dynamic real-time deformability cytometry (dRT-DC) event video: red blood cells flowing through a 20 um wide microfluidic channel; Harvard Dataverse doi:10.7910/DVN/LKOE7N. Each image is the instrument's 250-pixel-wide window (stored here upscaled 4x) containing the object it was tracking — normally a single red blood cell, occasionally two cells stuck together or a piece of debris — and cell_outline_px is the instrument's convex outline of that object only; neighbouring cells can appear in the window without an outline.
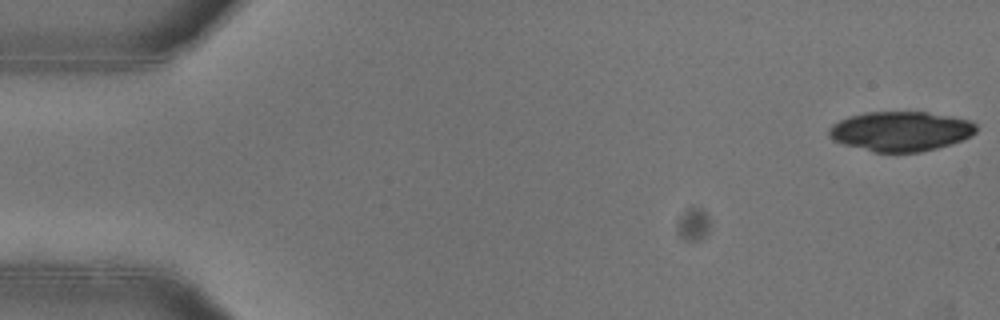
{"species": "common noctule bat (a hibernating species)", "species_latin": "Nyctalus noctula", "temperature_condition": "warm", "stored_images_in_passage": 51, "camera_frame_rate_fps": 3000, "um_per_image_px": 0.085, "animal": {"sex": "female"}, "frame": {"image": 1, "passage_image": 1, "time_ms": 0.0, "image_size_px": [1000, 320], "cell_outline_px": [[976, 132], [972, 136], [952, 144], [920, 152], [872, 152], [840, 144], [832, 140], [828, 136], [828, 128], [832, 124], [848, 116], [864, 112], [928, 112], [972, 120], [976, 124]], "centroid_in_image_um": [76.53, 11.16], "position_along_channel_um": 8.5, "area_um2": 34.56}}